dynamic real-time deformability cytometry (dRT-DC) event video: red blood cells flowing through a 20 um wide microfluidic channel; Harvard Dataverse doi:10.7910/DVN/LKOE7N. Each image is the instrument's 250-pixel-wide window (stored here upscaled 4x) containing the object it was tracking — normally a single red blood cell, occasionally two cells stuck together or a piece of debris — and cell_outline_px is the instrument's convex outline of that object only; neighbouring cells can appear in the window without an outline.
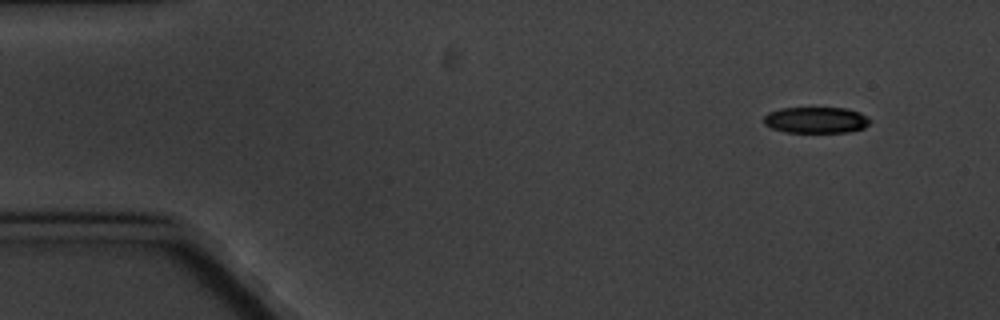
{"species": "common noctule bat (a hibernating species)", "species_latin": "Nyctalus noctula", "temperature_condition": "cold", "stored_images_in_passage": 6, "segment_of_instrument_passage": [2, 2], "camera_frame_rate_fps": 3000, "um_per_image_px": 0.085, "animal": {"sex": "male", "body_mass_g": 20.1, "forearm_length_mm": 53.5}, "frame": {"image": 1, "passage_image": 6, "time_ms": 7.0, "image_size_px": [1000, 320], "cell_outline_px": [[872, 120], [864, 128], [848, 132], [784, 132], [772, 128], [764, 124], [764, 116], [768, 112], [780, 108], [844, 108], [860, 112]], "centroid_in_image_um": [69.35, 10.2], "position_along_channel_um": 15.6, "area_um2": 16.24}}